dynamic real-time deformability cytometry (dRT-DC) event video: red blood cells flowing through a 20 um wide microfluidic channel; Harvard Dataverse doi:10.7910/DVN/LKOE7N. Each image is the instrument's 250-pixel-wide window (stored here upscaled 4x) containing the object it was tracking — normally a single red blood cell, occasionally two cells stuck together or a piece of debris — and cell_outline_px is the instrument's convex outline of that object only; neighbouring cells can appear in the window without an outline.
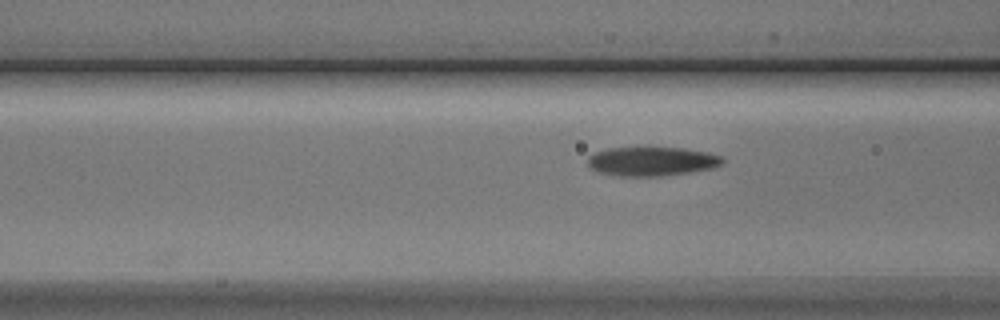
{"species": "Egyptian fruit bat (a non-hibernating species)", "species_latin": "Rousettus aegyptiacus", "temperature_condition": "cold", "stored_images_in_passage": 6, "camera_frame_rate_fps": 3000, "um_per_image_px": 0.085, "animal": {"sex": "male"}, "frame": {"image": 1, "passage_image": 6, "time_ms": 6.0, "image_size_px": [1000, 320], "cell_outline_px": [[724, 164], [712, 168], [688, 172], [660, 176], [620, 176], [600, 172], [592, 168], [588, 164], [588, 156], [596, 152], [608, 148], [680, 148], [708, 152], [720, 156], [724, 160]], "centroid_in_image_um": [55.42, 13.71], "position_along_channel_um": 111.2, "area_um2": 22.54}}